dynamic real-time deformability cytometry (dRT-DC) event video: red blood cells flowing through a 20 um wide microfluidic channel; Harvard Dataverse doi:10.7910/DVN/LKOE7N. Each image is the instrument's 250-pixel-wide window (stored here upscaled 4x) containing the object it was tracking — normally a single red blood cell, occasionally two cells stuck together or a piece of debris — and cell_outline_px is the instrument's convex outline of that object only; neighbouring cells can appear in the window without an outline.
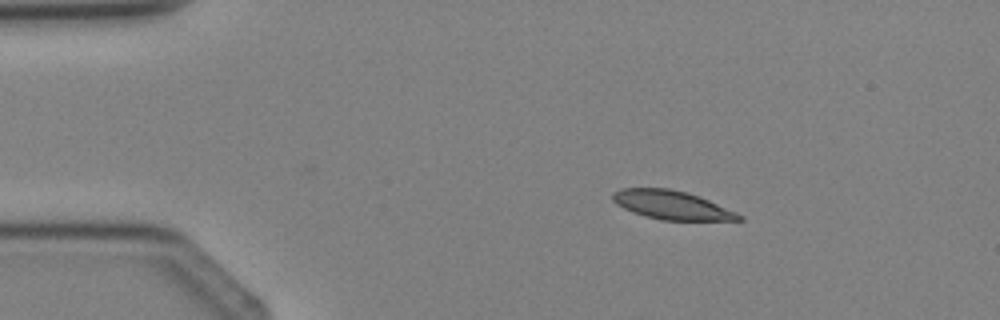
{"species": "Egyptian fruit bat (a non-hibernating species)", "species_latin": "Rousettus aegyptiacus", "temperature_condition": "cold", "stored_images_in_passage": 2, "camera_frame_rate_fps": 3000, "um_per_image_px": 0.085, "animal": {"sex": "female"}, "frame": {"image": 1, "passage_image": 1, "time_ms": 0.0, "image_size_px": [1000, 320], "cell_outline_px": [[744, 220], [660, 220], [644, 216], [632, 212], [616, 204], [612, 200], [612, 192], [620, 188], [668, 188], [684, 192], [708, 200], [736, 212], [744, 216]], "centroid_in_image_um": [57.05, 17.43], "position_along_channel_um": 27.9, "area_um2": 20.98}}